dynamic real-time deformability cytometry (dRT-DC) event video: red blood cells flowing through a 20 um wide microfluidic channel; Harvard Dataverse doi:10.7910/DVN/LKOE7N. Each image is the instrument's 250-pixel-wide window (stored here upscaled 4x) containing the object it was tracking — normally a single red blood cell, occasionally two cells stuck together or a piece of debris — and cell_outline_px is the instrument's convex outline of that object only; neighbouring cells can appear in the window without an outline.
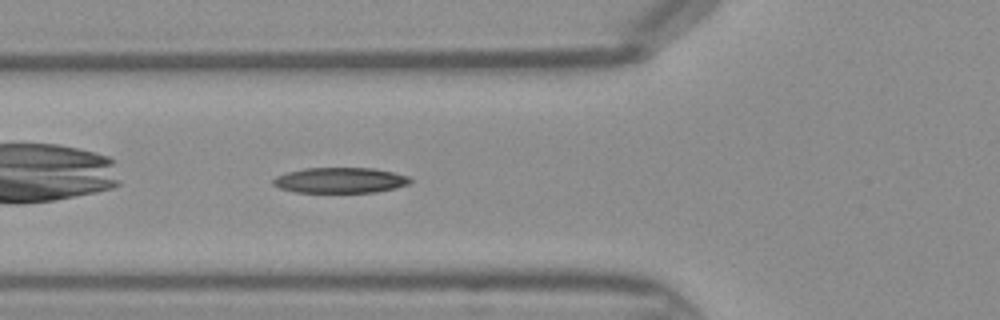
{"species": "Egyptian fruit bat (a non-hibernating species)", "species_latin": "Rousettus aegyptiacus", "temperature_condition": "warm", "stored_images_in_passage": 32, "camera_frame_rate_fps": 3000, "um_per_image_px": 0.085, "frame": {"image": 1, "passage_image": 4, "time_ms": 1.0, "image_size_px": [1000, 320], "cell_outline_px": [[412, 180], [408, 184], [396, 188], [376, 192], [296, 192], [280, 188], [272, 184], [272, 180], [276, 176], [288, 172], [304, 168], [372, 168], [392, 172], [408, 176]], "centroid_in_image_um": [28.91, 15.32], "position_along_channel_um": 96.9, "area_um2": 20.29}}
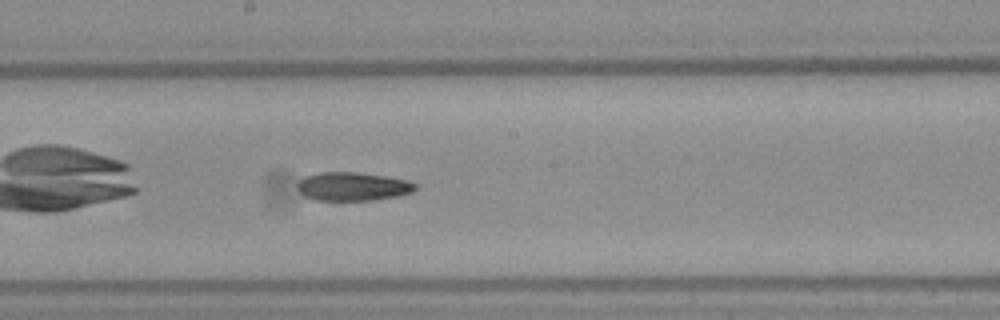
{"frame": {"image": 2, "passage_image": 12, "time_ms": 3.667, "image_size_px": [1000, 320], "cell_outline_px": [[420, 184], [412, 192], [400, 196], [372, 200], [312, 200], [304, 196], [296, 188], [296, 184], [304, 176], [320, 172], [360, 172], [388, 176], [408, 180]], "centroid_in_image_um": [30.0, 15.84], "position_along_channel_um": 218.2, "area_um2": 20.06}}
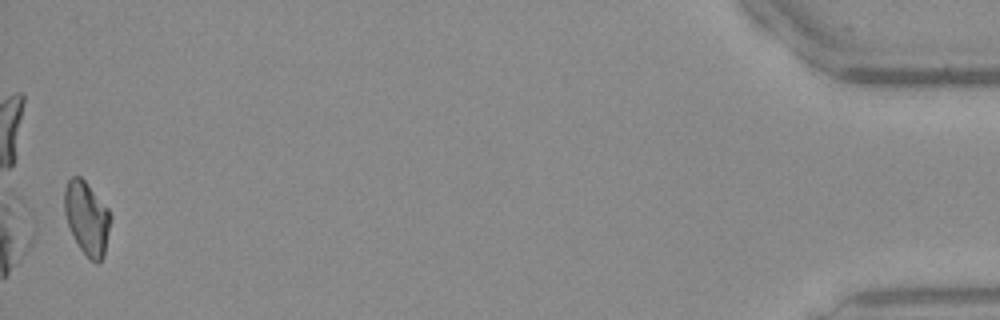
{"frame": {"image": 3, "passage_image": 32, "time_ms": 10.333, "image_size_px": [1000, 320], "cell_outline_px": [[112, 216], [104, 256], [96, 264], [80, 248], [68, 224], [64, 212], [64, 188], [68, 180], [72, 176], [80, 176], [84, 180], [108, 208]], "centroid_in_image_um": [7.39, 18.51], "position_along_channel_um": 427.8, "area_um2": 19.48}}